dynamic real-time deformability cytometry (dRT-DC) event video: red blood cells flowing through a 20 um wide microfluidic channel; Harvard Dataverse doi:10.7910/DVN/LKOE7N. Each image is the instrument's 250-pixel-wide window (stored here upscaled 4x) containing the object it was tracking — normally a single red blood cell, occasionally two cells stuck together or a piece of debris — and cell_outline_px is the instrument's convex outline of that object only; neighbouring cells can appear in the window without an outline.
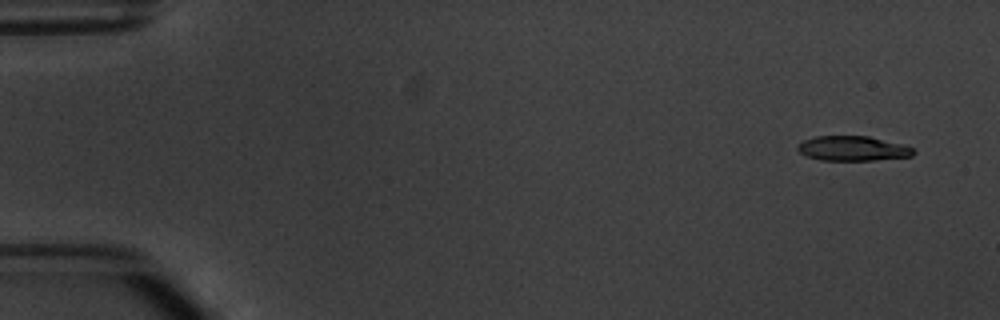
{"species": "common noctule bat (a hibernating species)", "species_latin": "Nyctalus noctula", "temperature_condition": "warm", "stored_images_in_passage": 5, "camera_frame_rate_fps": 3000, "um_per_image_px": 0.085, "animal": {"sex": "male", "body_mass_g": 20.1, "forearm_length_mm": 53.5}, "frame": {"image": 1, "passage_image": 1, "time_ms": 0.0, "image_size_px": [1000, 320], "cell_outline_px": [[916, 152], [912, 156], [876, 160], [820, 160], [808, 156], [800, 152], [796, 148], [796, 144], [804, 140], [816, 136], [868, 136], [904, 144], [912, 148]], "centroid_in_image_um": [72.49, 12.61], "position_along_channel_um": 12.5, "area_um2": 16.76}}